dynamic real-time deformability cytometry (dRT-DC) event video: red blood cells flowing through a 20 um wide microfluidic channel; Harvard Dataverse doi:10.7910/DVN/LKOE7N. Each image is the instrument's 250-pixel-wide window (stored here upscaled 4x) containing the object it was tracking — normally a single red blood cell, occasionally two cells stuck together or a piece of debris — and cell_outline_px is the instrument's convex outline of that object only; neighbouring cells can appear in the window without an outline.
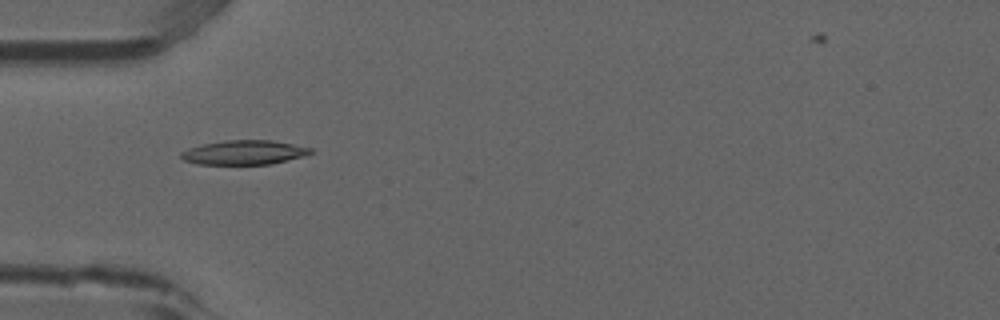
{"species": "common noctule bat (a hibernating species)", "species_latin": "Nyctalus noctula", "temperature_condition": "room temperature", "stored_images_in_passage": 6, "camera_frame_rate_fps": 3000, "um_per_image_px": 0.085, "animal": {"sex": "male", "forearm_length_mm": 52.5}, "frame": {"image": 1, "passage_image": 5, "time_ms": 1.333, "image_size_px": [1000, 320], "cell_outline_px": [[312, 152], [304, 156], [272, 164], [196, 164], [184, 160], [180, 156], [180, 152], [188, 148], [204, 144], [224, 140], [272, 140], [312, 148]], "centroid_in_image_um": [20.73, 12.96], "position_along_channel_um": 64.3, "area_um2": 18.32}}
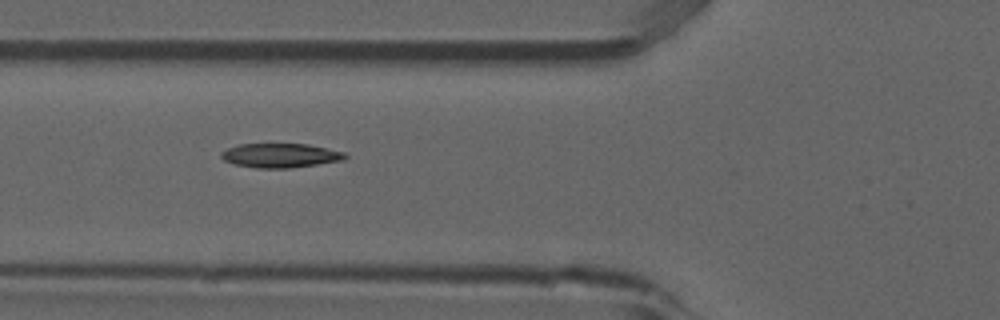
{"frame": {"image": 2, "passage_image": 6, "time_ms": 1.667, "image_size_px": [1000, 320], "cell_outline_px": [[348, 156], [344, 160], [288, 168], [256, 168], [236, 164], [224, 160], [220, 156], [220, 152], [228, 148], [240, 144], [308, 144], [344, 152]], "centroid_in_image_um": [23.82, 13.21], "position_along_channel_um": 102.0, "area_um2": 17.34}}